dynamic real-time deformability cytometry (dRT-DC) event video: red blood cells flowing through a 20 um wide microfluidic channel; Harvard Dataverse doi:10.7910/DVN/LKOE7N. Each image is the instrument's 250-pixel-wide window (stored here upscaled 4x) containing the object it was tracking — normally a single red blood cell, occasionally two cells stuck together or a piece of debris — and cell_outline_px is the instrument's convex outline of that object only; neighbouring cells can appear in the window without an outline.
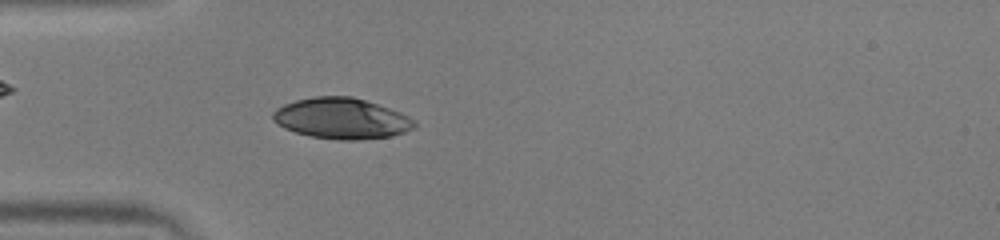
{"species": "human", "species_latin": "Homo sapiens", "temperature_condition": "warm", "stored_images_in_passage": 45, "camera_frame_rate_fps": 3000, "um_per_image_px": 0.085, "donor": {"sex": "male"}, "frame": {"image": 1, "passage_image": 9, "time_ms": 2.667, "image_size_px": [1000, 240], "cell_outline_px": [[416, 124], [412, 128], [404, 132], [392, 136], [360, 140], [340, 140], [312, 136], [296, 132], [284, 128], [272, 120], [272, 112], [276, 108], [284, 104], [296, 100], [312, 96], [352, 96], [400, 112], [416, 120]], "centroid_in_image_um": [29.01, 10.06], "position_along_channel_um": 56.0, "area_um2": 33.64}}
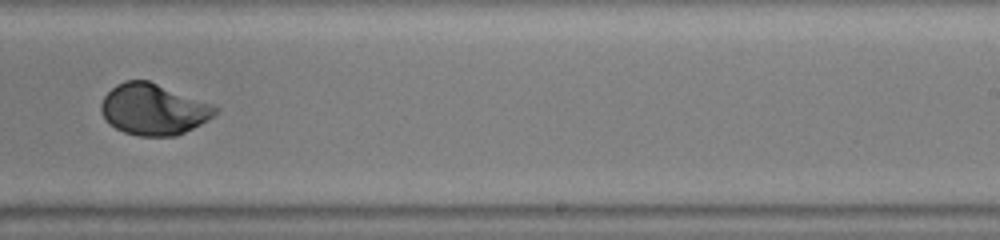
{"frame": {"image": 2, "passage_image": 26, "time_ms": 8.333, "image_size_px": [1000, 240], "cell_outline_px": [[220, 108], [208, 120], [176, 136], [140, 136], [124, 132], [108, 124], [104, 120], [100, 112], [100, 104], [104, 96], [116, 84], [124, 80], [148, 80], [212, 104]], "centroid_in_image_um": [13.0, 9.29], "position_along_channel_um": 276.0, "area_um2": 34.04}}
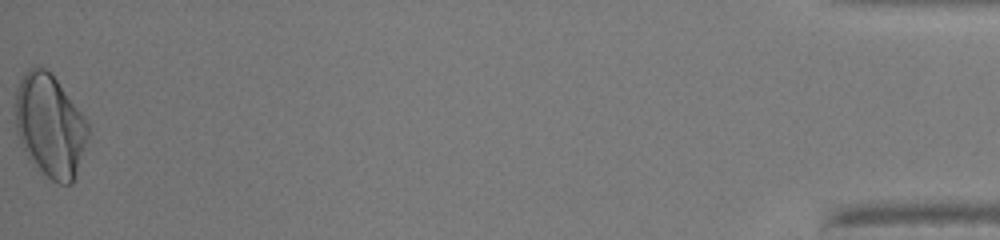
{"frame": {"image": 3, "passage_image": 45, "time_ms": 14.667, "image_size_px": [1000, 240], "cell_outline_px": [[88, 136], [72, 184], [60, 184], [52, 180], [28, 160], [20, 144], [16, 132], [12, 104], [16, 88], [24, 72], [28, 68], [36, 64], [40, 64], [52, 72], [88, 120]], "centroid_in_image_um": [4.18, 10.6], "position_along_channel_um": 431.0, "area_um2": 44.68}, "authors_computed_cell_mechanics": {"area_um2": 34.1598, "velocity_mm_per_s": 4.0001, "shape_relaxation_time_tau1_ms": 2.8235, "shape_relaxation_time_tau2_ms": null, "deformation_change_tau1": 0.1679, "deformation_change_tau2": null}}